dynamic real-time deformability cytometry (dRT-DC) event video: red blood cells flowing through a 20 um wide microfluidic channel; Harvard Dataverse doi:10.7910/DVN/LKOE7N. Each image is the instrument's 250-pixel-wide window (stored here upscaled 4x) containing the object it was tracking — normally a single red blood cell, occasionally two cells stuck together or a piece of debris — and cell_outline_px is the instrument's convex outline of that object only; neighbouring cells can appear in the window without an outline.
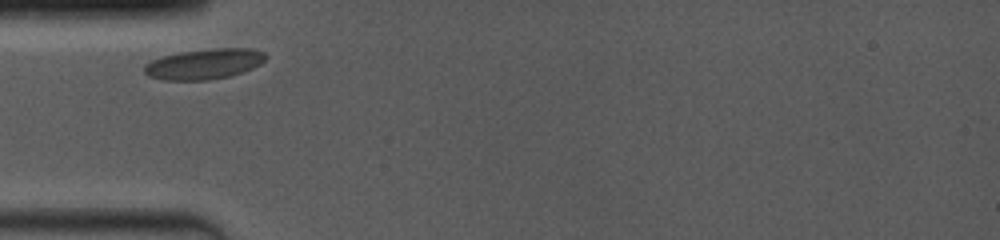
{"species": "common noctule bat (a hibernating species)", "species_latin": "Nyctalus noctula", "temperature_condition": "room temperature", "stored_images_in_passage": 14, "camera_frame_rate_fps": 4000, "um_per_image_px": 0.085, "animal": {"sex": "female", "body_mass_g": 19.0, "forearm_length_mm": 53.3}, "frame": {"image": 1, "passage_image": 1, "time_ms": 0.0, "image_size_px": [1000, 240], "cell_outline_px": [[268, 56], [260, 64], [252, 68], [232, 76], [208, 80], [164, 80], [148, 76], [144, 72], [144, 64], [152, 60], [164, 56], [180, 52], [212, 48], [252, 48], [264, 52]], "centroid_in_image_um": [17.37, 5.44], "position_along_channel_um": 67.6, "area_um2": 21.62}}